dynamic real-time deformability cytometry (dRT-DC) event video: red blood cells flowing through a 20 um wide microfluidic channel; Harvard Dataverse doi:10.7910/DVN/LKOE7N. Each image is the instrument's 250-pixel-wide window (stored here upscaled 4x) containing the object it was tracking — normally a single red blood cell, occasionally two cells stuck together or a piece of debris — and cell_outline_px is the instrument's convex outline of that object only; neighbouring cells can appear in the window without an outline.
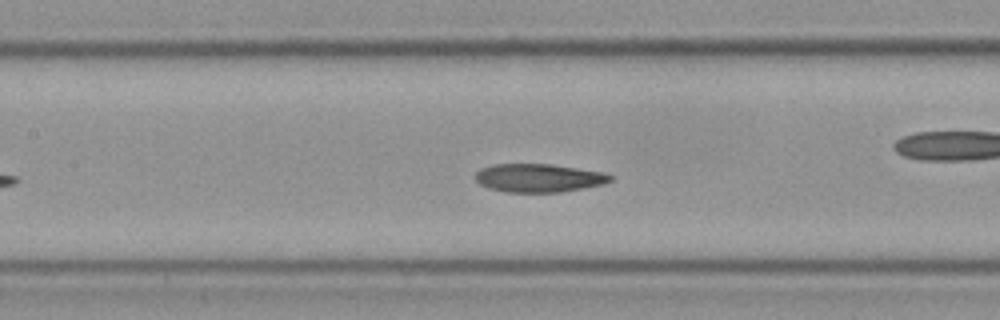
{"species": "Egyptian fruit bat (a non-hibernating species)", "species_latin": "Rousettus aegyptiacus", "temperature_condition": "cold", "stored_images_in_passage": 35, "camera_frame_rate_fps": 3000, "um_per_image_px": 0.085, "frame": {"image": 1, "passage_image": 16, "time_ms": 5.0, "image_size_px": [1000, 320], "cell_outline_px": [[612, 180], [604, 184], [584, 188], [560, 192], [508, 192], [488, 188], [480, 184], [476, 180], [476, 172], [480, 168], [492, 164], [552, 164], [604, 172], [612, 176]], "centroid_in_image_um": [45.79, 15.12], "position_along_channel_um": 161.6, "area_um2": 22.37}, "authors_computed_cell_mechanics": {"area_um2": 22.7154, "velocity_mm_per_s": 3.5719, "shape_relaxation_time_tau1_ms": null, "shape_relaxation_time_tau2_ms": 2.8521, "deformation_change_tau1": null, "deformation_change_tau2": 0.086}}